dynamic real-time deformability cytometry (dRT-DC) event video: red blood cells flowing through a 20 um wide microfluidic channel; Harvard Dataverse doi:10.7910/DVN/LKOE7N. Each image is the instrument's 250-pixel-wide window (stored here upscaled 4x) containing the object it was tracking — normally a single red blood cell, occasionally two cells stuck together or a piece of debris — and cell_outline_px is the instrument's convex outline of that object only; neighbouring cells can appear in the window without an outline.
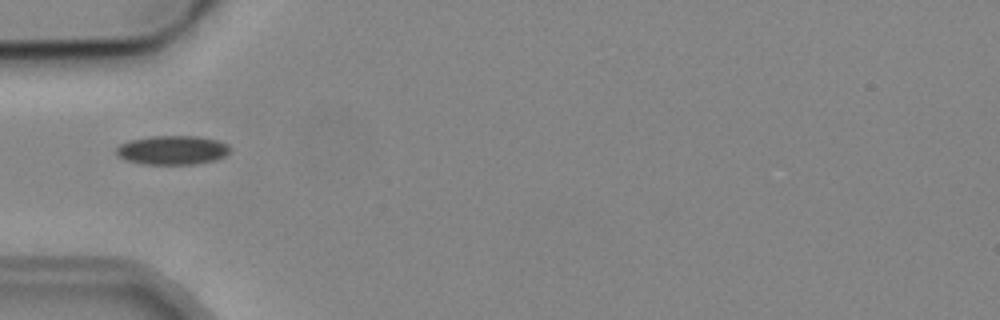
{"species": "common noctule bat (a hibernating species)", "species_latin": "Nyctalus noctula", "temperature_condition": "cold", "stored_images_in_passage": 2, "camera_frame_rate_fps": 3000, "um_per_image_px": 0.085, "animal": {"sex": "male", "body_mass_g": 19.2, "forearm_length_mm": 51.8}, "frame": {"image": 1, "passage_image": 2, "time_ms": 2.0, "image_size_px": [1000, 320], "cell_outline_px": [[228, 152], [224, 156], [216, 160], [196, 164], [144, 164], [128, 160], [116, 156], [116, 148], [120, 144], [128, 140], [152, 136], [200, 136], [216, 140], [228, 144]], "centroid_in_image_um": [14.63, 12.75], "position_along_channel_um": 70.4, "area_um2": 19.25}}